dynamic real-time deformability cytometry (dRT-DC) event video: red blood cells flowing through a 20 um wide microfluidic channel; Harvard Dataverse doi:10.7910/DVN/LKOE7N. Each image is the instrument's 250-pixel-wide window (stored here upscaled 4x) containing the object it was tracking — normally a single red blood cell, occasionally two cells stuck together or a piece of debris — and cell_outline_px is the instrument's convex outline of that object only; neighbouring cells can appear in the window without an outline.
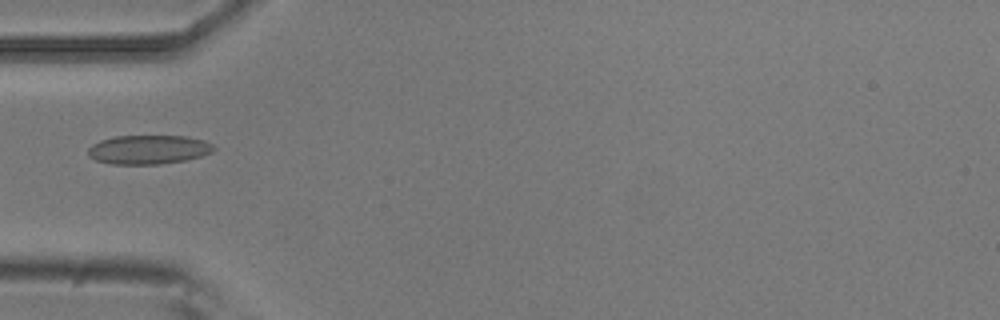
{"species": "common noctule bat (a hibernating species)", "species_latin": "Nyctalus noctula", "temperature_condition": "room temperature", "stored_images_in_passage": 3, "camera_frame_rate_fps": 3000, "um_per_image_px": 0.085, "animal": {"sex": "male", "body_mass_g": 20.5, "forearm_length_mm": 52.5}, "frame": {"image": 1, "passage_image": 3, "time_ms": 0.667, "image_size_px": [1000, 320], "cell_outline_px": [[216, 148], [212, 152], [200, 156], [184, 160], [160, 164], [112, 164], [96, 160], [88, 156], [88, 148], [92, 144], [100, 140], [116, 136], [184, 136], [204, 140], [212, 144]], "centroid_in_image_um": [12.61, 12.71], "position_along_channel_um": 72.4, "area_um2": 21.21}}